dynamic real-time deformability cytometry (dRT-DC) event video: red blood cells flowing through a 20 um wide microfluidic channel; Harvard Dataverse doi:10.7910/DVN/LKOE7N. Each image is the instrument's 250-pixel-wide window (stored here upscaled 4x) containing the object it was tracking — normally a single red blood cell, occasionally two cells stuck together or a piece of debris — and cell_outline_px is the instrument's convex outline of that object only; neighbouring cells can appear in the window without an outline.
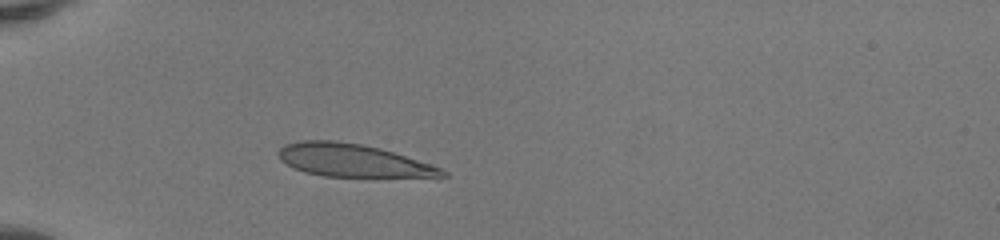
{"species": "human", "species_latin": "Homo sapiens", "temperature_condition": "room temperature", "stored_images_in_passage": 35, "camera_frame_rate_fps": 3000, "um_per_image_px": 0.085, "donor": {"sex": "female"}, "frame": {"image": 1, "passage_image": 1, "time_ms": 0.0, "image_size_px": [1000, 240], "cell_outline_px": [[448, 176], [324, 176], [304, 172], [292, 168], [280, 160], [276, 156], [276, 152], [284, 144], [300, 140], [336, 140], [364, 144], [380, 148], [432, 164], [448, 172]], "centroid_in_image_um": [29.9, 13.61], "position_along_channel_um": 55.1, "area_um2": 31.33}}
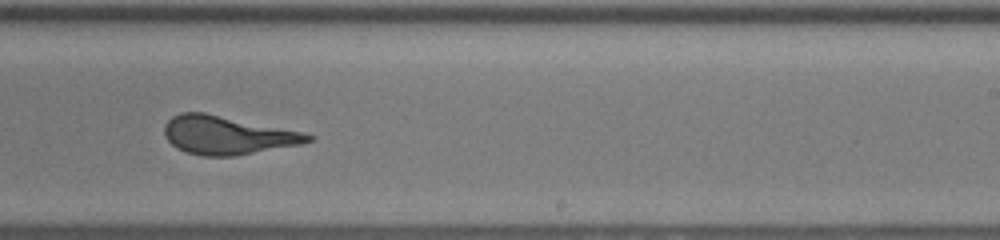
{"frame": {"image": 2, "passage_image": 18, "time_ms": 5.667, "image_size_px": [1000, 240], "cell_outline_px": [[316, 136], [312, 140], [300, 144], [232, 156], [204, 156], [188, 152], [176, 148], [164, 136], [164, 124], [172, 116], [180, 112], [204, 112], [304, 132]], "centroid_in_image_um": [19.29, 11.48], "position_along_channel_um": 269.7, "area_um2": 31.96}}
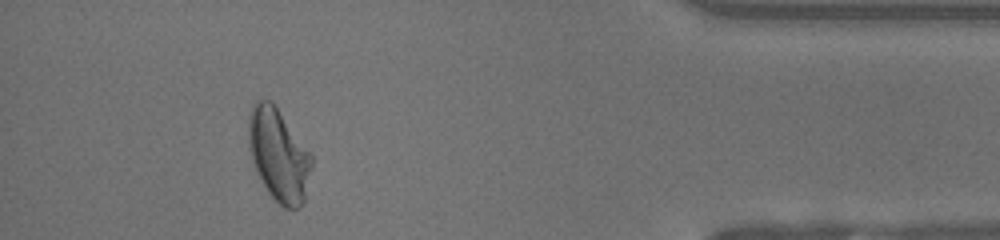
{"frame": {"image": 3, "passage_image": 31, "time_ms": 10.0, "image_size_px": [1000, 240], "cell_outline_px": [[312, 168], [304, 204], [300, 208], [284, 208], [268, 192], [256, 172], [248, 148], [248, 116], [252, 104], [256, 100], [272, 100], [276, 104], [312, 156]], "centroid_in_image_um": [23.68, 13.15], "position_along_channel_um": 411.5, "area_um2": 34.45}}